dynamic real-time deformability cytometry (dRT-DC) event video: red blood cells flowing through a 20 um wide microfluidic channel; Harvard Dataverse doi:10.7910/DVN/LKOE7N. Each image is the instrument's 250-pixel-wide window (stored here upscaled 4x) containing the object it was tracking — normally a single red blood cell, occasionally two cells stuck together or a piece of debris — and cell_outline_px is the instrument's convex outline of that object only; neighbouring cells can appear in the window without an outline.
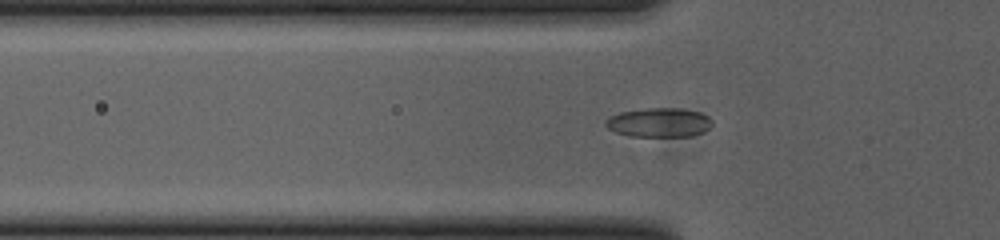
{"species": "common noctule bat (a hibernating species)", "species_latin": "Nyctalus noctula", "temperature_condition": "cold", "stored_images_in_passage": 34, "camera_frame_rate_fps": 3000, "um_per_image_px": 0.085, "animal": {"sex": "female", "body_mass_g": 23.0, "forearm_length_mm": 53.4}, "frame": {"image": 1, "passage_image": 5, "time_ms": 1.333, "image_size_px": [1000, 240], "cell_outline_px": [[712, 124], [704, 132], [692, 136], [628, 136], [616, 132], [608, 128], [604, 124], [604, 120], [620, 112], [644, 108], [680, 108], [700, 112], [708, 116], [712, 120]], "centroid_in_image_um": [56.02, 10.41], "position_along_channel_um": 69.8, "area_um2": 18.21}}
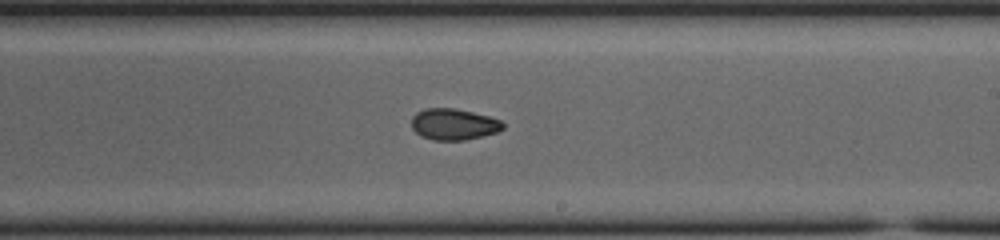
{"frame": {"image": 2, "passage_image": 19, "time_ms": 6.0, "image_size_px": [1000, 240], "cell_outline_px": [[504, 128], [496, 132], [464, 140], [432, 140], [420, 136], [412, 128], [412, 116], [416, 112], [424, 108], [456, 108], [488, 116], [500, 120], [504, 124]], "centroid_in_image_um": [38.53, 10.55], "position_along_channel_um": 250.5, "area_um2": 16.65}}
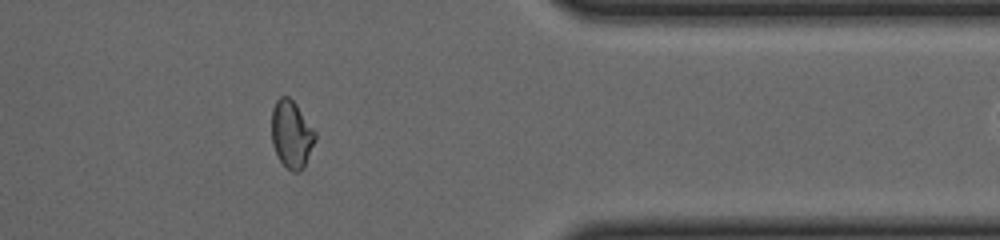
{"frame": {"image": 3, "passage_image": 31, "time_ms": 10.0, "image_size_px": [1000, 240], "cell_outline_px": [[316, 140], [300, 172], [292, 172], [280, 160], [272, 144], [272, 108], [276, 100], [280, 96], [288, 96], [296, 104], [316, 132]], "centroid_in_image_um": [24.77, 11.39], "position_along_channel_um": 386.6, "area_um2": 16.94}}